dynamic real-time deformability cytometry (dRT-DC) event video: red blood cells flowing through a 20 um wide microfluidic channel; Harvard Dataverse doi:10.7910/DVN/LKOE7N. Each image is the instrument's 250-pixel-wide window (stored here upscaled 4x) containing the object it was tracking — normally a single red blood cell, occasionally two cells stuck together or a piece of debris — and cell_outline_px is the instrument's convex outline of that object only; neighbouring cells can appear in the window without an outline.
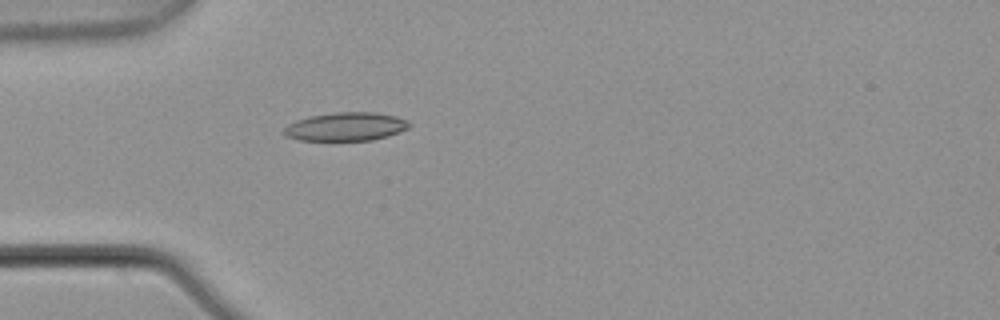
{"species": "common noctule bat (a hibernating species)", "species_latin": "Nyctalus noctula", "temperature_condition": "warm", "stored_images_in_passage": 3, "camera_frame_rate_fps": 3000, "um_per_image_px": 0.085, "animal": {"sex": "male", "body_mass_g": 21.5, "forearm_length_mm": 52.0}, "frame": {"image": 1, "passage_image": 3, "time_ms": 0.667, "image_size_px": [1000, 320], "cell_outline_px": [[412, 124], [408, 128], [400, 132], [388, 136], [372, 140], [300, 140], [284, 136], [280, 132], [288, 124], [296, 120], [308, 116], [336, 112], [376, 112], [396, 116], [408, 120]], "centroid_in_image_um": [29.39, 10.76], "position_along_channel_um": 55.6, "area_um2": 21.04}}